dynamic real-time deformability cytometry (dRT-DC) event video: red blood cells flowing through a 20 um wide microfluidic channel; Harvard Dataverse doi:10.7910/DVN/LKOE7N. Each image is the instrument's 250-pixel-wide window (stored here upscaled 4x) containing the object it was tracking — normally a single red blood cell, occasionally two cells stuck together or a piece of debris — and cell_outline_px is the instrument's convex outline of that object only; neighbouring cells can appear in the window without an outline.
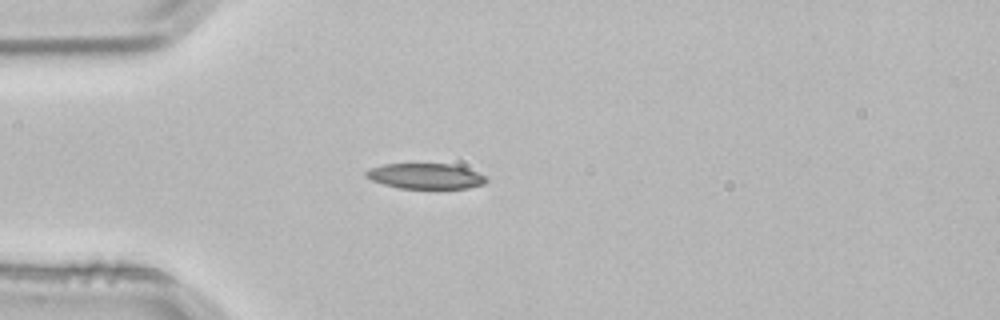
{"species": "common noctule bat (a hibernating species)", "species_latin": "Nyctalus noctula", "temperature_condition": "room temperature", "stored_images_in_passage": 2, "camera_frame_rate_fps": 3000, "um_per_image_px": 0.085, "animal": {"sex": "male", "body_mass_g": 21.5, "forearm_length_mm": 52.0}, "frame": {"image": 1, "passage_image": 2, "time_ms": 0.333, "image_size_px": [1000, 320], "cell_outline_px": [[488, 180], [484, 184], [468, 188], [400, 188], [384, 184], [372, 180], [364, 176], [364, 172], [368, 168], [384, 164], [452, 164], [488, 176]], "centroid_in_image_um": [36.16, 14.97], "position_along_channel_um": 48.8, "area_um2": 17.8}}